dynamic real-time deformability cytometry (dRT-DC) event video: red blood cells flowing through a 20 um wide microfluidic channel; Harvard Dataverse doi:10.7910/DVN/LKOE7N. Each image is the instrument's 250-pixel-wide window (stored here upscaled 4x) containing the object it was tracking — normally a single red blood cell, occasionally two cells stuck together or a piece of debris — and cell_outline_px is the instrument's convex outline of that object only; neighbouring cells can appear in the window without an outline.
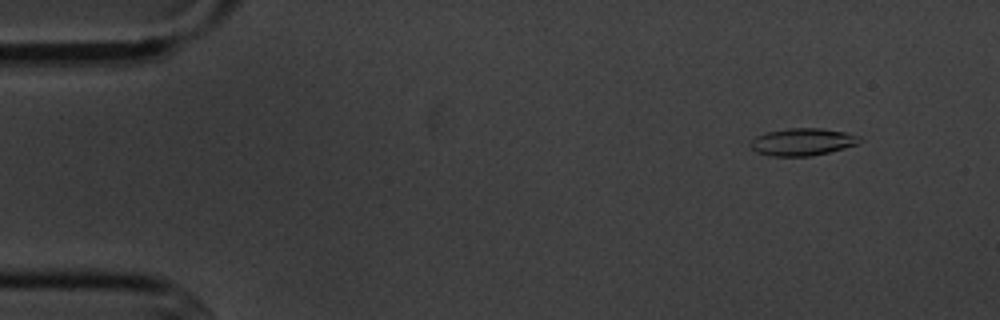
{"species": "common noctule bat (a hibernating species)", "species_latin": "Nyctalus noctula", "temperature_condition": "cold", "stored_images_in_passage": 4, "camera_frame_rate_fps": 3000, "um_per_image_px": 0.085, "animal": {"sex": "male", "body_mass_g": 20.1, "forearm_length_mm": 53.5}, "frame": {"image": 1, "passage_image": 1, "time_ms": 0.0, "image_size_px": [1000, 320], "cell_outline_px": [[864, 140], [860, 144], [812, 156], [768, 156], [756, 152], [752, 148], [752, 140], [756, 136], [764, 132], [788, 128], [820, 128], [848, 132], [860, 136]], "centroid_in_image_um": [68.26, 12.05], "position_along_channel_um": 16.7, "area_um2": 17.63}}